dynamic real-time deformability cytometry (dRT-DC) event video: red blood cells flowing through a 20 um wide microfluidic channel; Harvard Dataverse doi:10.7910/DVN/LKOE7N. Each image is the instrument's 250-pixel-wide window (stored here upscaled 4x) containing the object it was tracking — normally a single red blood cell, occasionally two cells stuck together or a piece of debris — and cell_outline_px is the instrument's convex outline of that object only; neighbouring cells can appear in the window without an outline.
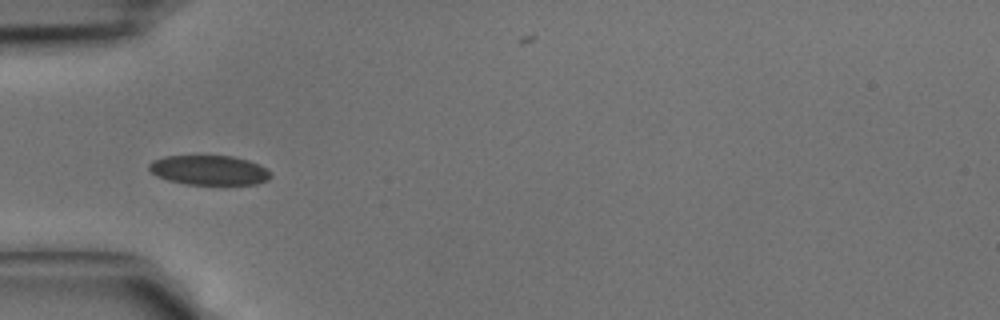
{"species": "common noctule bat (a hibernating species)", "species_latin": "Nyctalus noctula", "temperature_condition": "cold", "stored_images_in_passage": 42, "camera_frame_rate_fps": 3000, "um_per_image_px": 0.085, "animal": {"sex": "male", "body_mass_g": 15.6}, "frame": {"image": 1, "passage_image": 13, "time_ms": 4.0, "image_size_px": [1000, 320], "cell_outline_px": [[272, 176], [268, 180], [256, 184], [184, 184], [168, 180], [156, 176], [148, 168], [148, 164], [152, 160], [164, 156], [196, 152], [232, 156], [248, 160], [260, 164], [268, 168], [272, 172]], "centroid_in_image_um": [17.76, 14.4], "position_along_channel_um": 67.2, "area_um2": 22.2}}
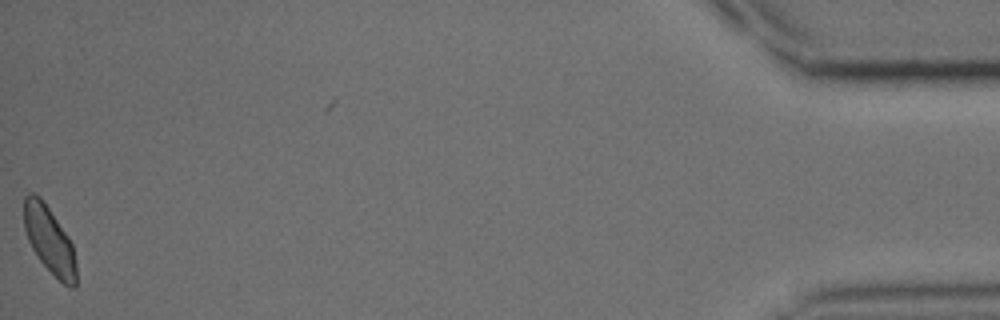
{"frame": {"image": 2, "passage_image": 42, "time_ms": 13.667, "image_size_px": [1000, 320], "cell_outline_px": [[76, 288], [72, 288], [64, 284], [40, 260], [32, 248], [28, 240], [24, 228], [24, 196], [28, 192], [36, 192], [40, 196], [68, 236], [72, 244], [76, 264]], "centroid_in_image_um": [4.19, 20.36], "position_along_channel_um": 431.0, "area_um2": 20.23}}